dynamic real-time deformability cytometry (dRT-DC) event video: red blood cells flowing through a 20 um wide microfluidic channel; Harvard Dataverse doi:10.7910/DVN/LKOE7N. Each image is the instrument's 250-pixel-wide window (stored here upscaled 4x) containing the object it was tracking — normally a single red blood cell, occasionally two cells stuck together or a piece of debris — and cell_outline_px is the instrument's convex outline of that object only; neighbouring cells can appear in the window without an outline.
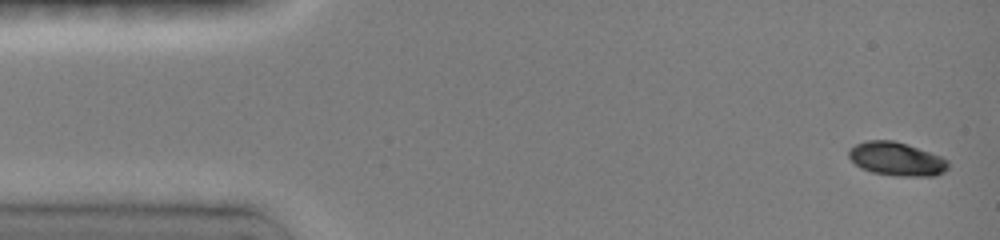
{"species": "common noctule bat (a hibernating species)", "species_latin": "Nyctalus noctula", "temperature_condition": "room temperature", "stored_images_in_passage": 14, "camera_frame_rate_fps": 3000, "um_per_image_px": 0.085, "animal": {"sex": "female", "body_mass_g": 19.0, "forearm_length_mm": 51.5}, "frame": {"image": 1, "passage_image": 1, "time_ms": 0.0, "image_size_px": [1000, 240], "cell_outline_px": [[948, 168], [944, 172], [932, 176], [896, 176], [872, 172], [860, 168], [848, 156], [848, 148], [856, 144], [868, 140], [892, 140], [940, 156], [948, 160]], "centroid_in_image_um": [76.17, 13.52], "position_along_channel_um": 8.8, "area_um2": 19.25}}